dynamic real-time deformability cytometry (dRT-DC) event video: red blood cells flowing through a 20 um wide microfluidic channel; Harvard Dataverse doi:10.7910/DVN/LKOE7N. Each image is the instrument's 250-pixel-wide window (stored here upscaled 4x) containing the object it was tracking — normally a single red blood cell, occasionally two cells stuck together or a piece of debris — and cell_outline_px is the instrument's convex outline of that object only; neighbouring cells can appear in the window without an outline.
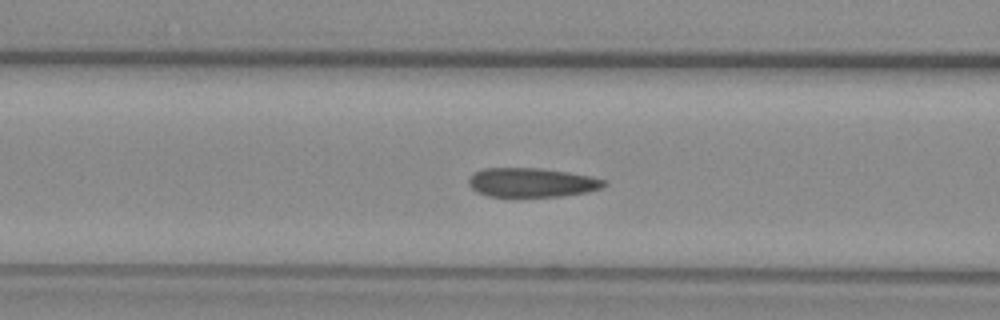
{"species": "common noctule bat (a hibernating species)", "species_latin": "Nyctalus noctula", "temperature_condition": "warm", "stored_images_in_passage": 35, "camera_frame_rate_fps": 3000, "um_per_image_px": 0.085, "animal": {"sex": "female", "body_mass_g": 29.2, "forearm_length_mm": 56.3}, "frame": {"image": 1, "passage_image": 10, "time_ms": 3.0, "image_size_px": [1000, 320], "cell_outline_px": [[608, 184], [604, 188], [588, 192], [560, 196], [488, 196], [476, 192], [468, 184], [468, 176], [484, 168], [540, 168], [568, 172], [592, 176], [608, 180]], "centroid_in_image_um": [45.25, 15.51], "position_along_channel_um": 121.4, "area_um2": 23.24}}
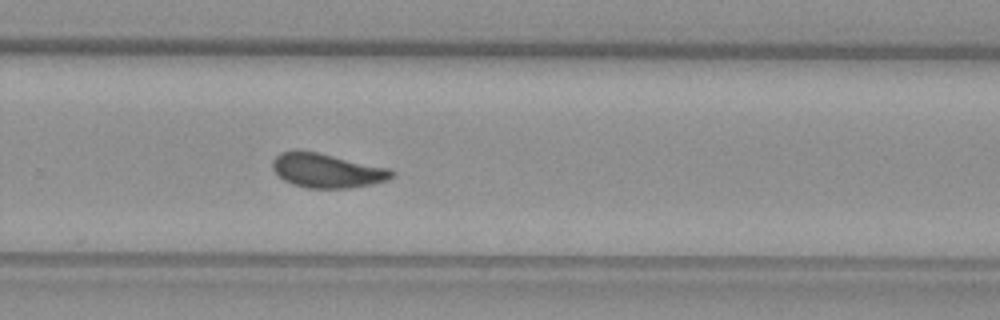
{"frame": {"image": 2, "passage_image": 24, "time_ms": 7.667, "image_size_px": [1000, 320], "cell_outline_px": [[392, 176], [388, 180], [372, 184], [348, 188], [308, 188], [292, 184], [284, 180], [272, 168], [272, 160], [280, 152], [296, 148], [316, 152], [388, 168], [392, 172]], "centroid_in_image_um": [27.72, 14.48], "position_along_channel_um": 302.1, "area_um2": 23.7}}
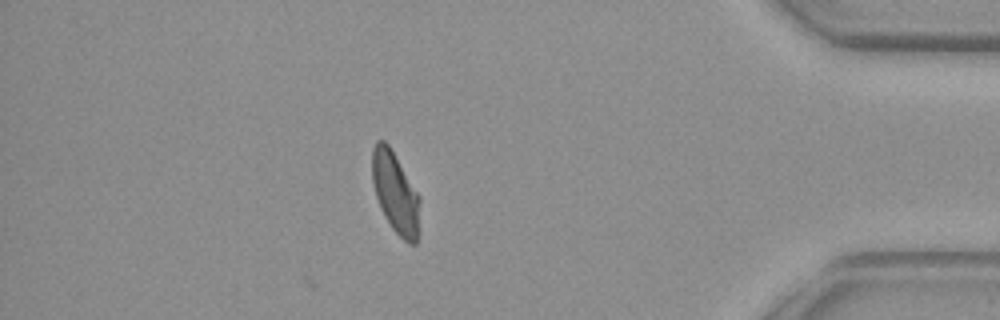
{"frame": {"image": 3, "passage_image": 35, "time_ms": 11.333, "image_size_px": [1000, 320], "cell_outline_px": [[420, 232], [416, 244], [408, 244], [392, 228], [384, 216], [380, 208], [376, 196], [372, 180], [372, 148], [376, 140], [384, 140], [388, 144], [420, 196]], "centroid_in_image_um": [33.63, 16.42], "position_along_channel_um": 401.6, "area_um2": 22.83}, "authors_computed_cell_mechanics": {"area_um2": 23.987, "velocity_mm_per_s": 3.885, "shape_relaxation_time_tau1_ms": 9.598, "shape_relaxation_time_tau2_ms": 1.0477, "deformation_change_tau1": 0.1911, "deformation_change_tau2": 0.0639}}